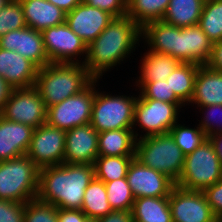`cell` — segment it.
Masks as SVG:
<instances>
[{
	"instance_id": "d6a6232c",
	"label": "cell",
	"mask_w": 222,
	"mask_h": 222,
	"mask_svg": "<svg viewBox=\"0 0 222 222\" xmlns=\"http://www.w3.org/2000/svg\"><path fill=\"white\" fill-rule=\"evenodd\" d=\"M107 199L112 210H131L135 197L127 178L115 179L105 183Z\"/></svg>"
},
{
	"instance_id": "d590c367",
	"label": "cell",
	"mask_w": 222,
	"mask_h": 222,
	"mask_svg": "<svg viewBox=\"0 0 222 222\" xmlns=\"http://www.w3.org/2000/svg\"><path fill=\"white\" fill-rule=\"evenodd\" d=\"M24 222H59L57 207L37 197L24 204Z\"/></svg>"
},
{
	"instance_id": "9a60e30c",
	"label": "cell",
	"mask_w": 222,
	"mask_h": 222,
	"mask_svg": "<svg viewBox=\"0 0 222 222\" xmlns=\"http://www.w3.org/2000/svg\"><path fill=\"white\" fill-rule=\"evenodd\" d=\"M126 178L135 199L169 196L176 186L170 177L142 165L135 158L128 167Z\"/></svg>"
},
{
	"instance_id": "ab89813d",
	"label": "cell",
	"mask_w": 222,
	"mask_h": 222,
	"mask_svg": "<svg viewBox=\"0 0 222 222\" xmlns=\"http://www.w3.org/2000/svg\"><path fill=\"white\" fill-rule=\"evenodd\" d=\"M214 215L222 220V179L203 191Z\"/></svg>"
},
{
	"instance_id": "44dd1931",
	"label": "cell",
	"mask_w": 222,
	"mask_h": 222,
	"mask_svg": "<svg viewBox=\"0 0 222 222\" xmlns=\"http://www.w3.org/2000/svg\"><path fill=\"white\" fill-rule=\"evenodd\" d=\"M27 27L43 31L65 23L66 12L48 0H19Z\"/></svg>"
},
{
	"instance_id": "8992f818",
	"label": "cell",
	"mask_w": 222,
	"mask_h": 222,
	"mask_svg": "<svg viewBox=\"0 0 222 222\" xmlns=\"http://www.w3.org/2000/svg\"><path fill=\"white\" fill-rule=\"evenodd\" d=\"M135 159L176 183L183 170L185 154L168 132L137 139Z\"/></svg>"
},
{
	"instance_id": "83f0119b",
	"label": "cell",
	"mask_w": 222,
	"mask_h": 222,
	"mask_svg": "<svg viewBox=\"0 0 222 222\" xmlns=\"http://www.w3.org/2000/svg\"><path fill=\"white\" fill-rule=\"evenodd\" d=\"M81 210L88 218L96 220L112 211L107 199L105 183L96 177L85 189Z\"/></svg>"
},
{
	"instance_id": "f546056e",
	"label": "cell",
	"mask_w": 222,
	"mask_h": 222,
	"mask_svg": "<svg viewBox=\"0 0 222 222\" xmlns=\"http://www.w3.org/2000/svg\"><path fill=\"white\" fill-rule=\"evenodd\" d=\"M135 156H98L94 162L95 177L102 182L126 178L127 170Z\"/></svg>"
},
{
	"instance_id": "5bb4252c",
	"label": "cell",
	"mask_w": 222,
	"mask_h": 222,
	"mask_svg": "<svg viewBox=\"0 0 222 222\" xmlns=\"http://www.w3.org/2000/svg\"><path fill=\"white\" fill-rule=\"evenodd\" d=\"M169 206L173 222H216L203 192L175 186L169 195Z\"/></svg>"
},
{
	"instance_id": "d4e9b609",
	"label": "cell",
	"mask_w": 222,
	"mask_h": 222,
	"mask_svg": "<svg viewBox=\"0 0 222 222\" xmlns=\"http://www.w3.org/2000/svg\"><path fill=\"white\" fill-rule=\"evenodd\" d=\"M131 212L133 222H173L169 196L136 198Z\"/></svg>"
},
{
	"instance_id": "ac0fdd59",
	"label": "cell",
	"mask_w": 222,
	"mask_h": 222,
	"mask_svg": "<svg viewBox=\"0 0 222 222\" xmlns=\"http://www.w3.org/2000/svg\"><path fill=\"white\" fill-rule=\"evenodd\" d=\"M113 18L108 12L81 2L72 11L66 13L65 23L88 45L98 37Z\"/></svg>"
},
{
	"instance_id": "e575fe53",
	"label": "cell",
	"mask_w": 222,
	"mask_h": 222,
	"mask_svg": "<svg viewBox=\"0 0 222 222\" xmlns=\"http://www.w3.org/2000/svg\"><path fill=\"white\" fill-rule=\"evenodd\" d=\"M27 27L23 9L19 0H10L0 10V38L12 30H19Z\"/></svg>"
},
{
	"instance_id": "603a6c76",
	"label": "cell",
	"mask_w": 222,
	"mask_h": 222,
	"mask_svg": "<svg viewBox=\"0 0 222 222\" xmlns=\"http://www.w3.org/2000/svg\"><path fill=\"white\" fill-rule=\"evenodd\" d=\"M139 63V76L132 83H147L165 81L181 63L176 58L146 50Z\"/></svg>"
},
{
	"instance_id": "7bdbcfd3",
	"label": "cell",
	"mask_w": 222,
	"mask_h": 222,
	"mask_svg": "<svg viewBox=\"0 0 222 222\" xmlns=\"http://www.w3.org/2000/svg\"><path fill=\"white\" fill-rule=\"evenodd\" d=\"M206 65L215 71L222 72V40L213 43L211 57Z\"/></svg>"
},
{
	"instance_id": "836d02e7",
	"label": "cell",
	"mask_w": 222,
	"mask_h": 222,
	"mask_svg": "<svg viewBox=\"0 0 222 222\" xmlns=\"http://www.w3.org/2000/svg\"><path fill=\"white\" fill-rule=\"evenodd\" d=\"M139 90L137 92L138 96L143 99H153L164 101L174 104H184L171 90L167 80L147 82V83H134Z\"/></svg>"
},
{
	"instance_id": "2e32d148",
	"label": "cell",
	"mask_w": 222,
	"mask_h": 222,
	"mask_svg": "<svg viewBox=\"0 0 222 222\" xmlns=\"http://www.w3.org/2000/svg\"><path fill=\"white\" fill-rule=\"evenodd\" d=\"M98 156V132L90 123L66 131L64 163L94 165Z\"/></svg>"
},
{
	"instance_id": "4316f807",
	"label": "cell",
	"mask_w": 222,
	"mask_h": 222,
	"mask_svg": "<svg viewBox=\"0 0 222 222\" xmlns=\"http://www.w3.org/2000/svg\"><path fill=\"white\" fill-rule=\"evenodd\" d=\"M200 65L195 63H180L166 79L171 90L187 106L194 94L195 78Z\"/></svg>"
},
{
	"instance_id": "b9f144b4",
	"label": "cell",
	"mask_w": 222,
	"mask_h": 222,
	"mask_svg": "<svg viewBox=\"0 0 222 222\" xmlns=\"http://www.w3.org/2000/svg\"><path fill=\"white\" fill-rule=\"evenodd\" d=\"M97 222H133L131 210H112L104 217L98 218Z\"/></svg>"
},
{
	"instance_id": "4dcf8cb0",
	"label": "cell",
	"mask_w": 222,
	"mask_h": 222,
	"mask_svg": "<svg viewBox=\"0 0 222 222\" xmlns=\"http://www.w3.org/2000/svg\"><path fill=\"white\" fill-rule=\"evenodd\" d=\"M198 25L213 43L222 40V0H205Z\"/></svg>"
},
{
	"instance_id": "bcb514c9",
	"label": "cell",
	"mask_w": 222,
	"mask_h": 222,
	"mask_svg": "<svg viewBox=\"0 0 222 222\" xmlns=\"http://www.w3.org/2000/svg\"><path fill=\"white\" fill-rule=\"evenodd\" d=\"M208 139L212 143L214 150L222 164V133H214L208 136Z\"/></svg>"
},
{
	"instance_id": "5b68a950",
	"label": "cell",
	"mask_w": 222,
	"mask_h": 222,
	"mask_svg": "<svg viewBox=\"0 0 222 222\" xmlns=\"http://www.w3.org/2000/svg\"><path fill=\"white\" fill-rule=\"evenodd\" d=\"M99 82L100 79H95V96L90 124L98 133L116 129H132L138 95H131V93L129 96L123 93L114 95L110 91L107 93L98 87Z\"/></svg>"
},
{
	"instance_id": "cb8c5ba5",
	"label": "cell",
	"mask_w": 222,
	"mask_h": 222,
	"mask_svg": "<svg viewBox=\"0 0 222 222\" xmlns=\"http://www.w3.org/2000/svg\"><path fill=\"white\" fill-rule=\"evenodd\" d=\"M133 129H116L98 133L99 156H135Z\"/></svg>"
},
{
	"instance_id": "60d3db41",
	"label": "cell",
	"mask_w": 222,
	"mask_h": 222,
	"mask_svg": "<svg viewBox=\"0 0 222 222\" xmlns=\"http://www.w3.org/2000/svg\"><path fill=\"white\" fill-rule=\"evenodd\" d=\"M57 216L59 222H97L88 218L82 210L57 208Z\"/></svg>"
},
{
	"instance_id": "74e56055",
	"label": "cell",
	"mask_w": 222,
	"mask_h": 222,
	"mask_svg": "<svg viewBox=\"0 0 222 222\" xmlns=\"http://www.w3.org/2000/svg\"><path fill=\"white\" fill-rule=\"evenodd\" d=\"M24 204L0 199V222H24Z\"/></svg>"
},
{
	"instance_id": "f1b7e54d",
	"label": "cell",
	"mask_w": 222,
	"mask_h": 222,
	"mask_svg": "<svg viewBox=\"0 0 222 222\" xmlns=\"http://www.w3.org/2000/svg\"><path fill=\"white\" fill-rule=\"evenodd\" d=\"M170 0H127V16L140 28L153 21L162 20Z\"/></svg>"
},
{
	"instance_id": "d6986e66",
	"label": "cell",
	"mask_w": 222,
	"mask_h": 222,
	"mask_svg": "<svg viewBox=\"0 0 222 222\" xmlns=\"http://www.w3.org/2000/svg\"><path fill=\"white\" fill-rule=\"evenodd\" d=\"M39 68L16 51L0 48V77L12 88L35 85Z\"/></svg>"
},
{
	"instance_id": "8d00e7d4",
	"label": "cell",
	"mask_w": 222,
	"mask_h": 222,
	"mask_svg": "<svg viewBox=\"0 0 222 222\" xmlns=\"http://www.w3.org/2000/svg\"><path fill=\"white\" fill-rule=\"evenodd\" d=\"M202 113L201 119L198 120V126L207 136L214 133H222V105L212 104L208 106L195 107Z\"/></svg>"
},
{
	"instance_id": "484cf974",
	"label": "cell",
	"mask_w": 222,
	"mask_h": 222,
	"mask_svg": "<svg viewBox=\"0 0 222 222\" xmlns=\"http://www.w3.org/2000/svg\"><path fill=\"white\" fill-rule=\"evenodd\" d=\"M205 0H170L163 22L185 28L199 23Z\"/></svg>"
},
{
	"instance_id": "ffe728a7",
	"label": "cell",
	"mask_w": 222,
	"mask_h": 222,
	"mask_svg": "<svg viewBox=\"0 0 222 222\" xmlns=\"http://www.w3.org/2000/svg\"><path fill=\"white\" fill-rule=\"evenodd\" d=\"M34 130L0 115V162L26 155Z\"/></svg>"
},
{
	"instance_id": "7c38bea8",
	"label": "cell",
	"mask_w": 222,
	"mask_h": 222,
	"mask_svg": "<svg viewBox=\"0 0 222 222\" xmlns=\"http://www.w3.org/2000/svg\"><path fill=\"white\" fill-rule=\"evenodd\" d=\"M42 35L50 63L84 64L87 44L66 23L44 29Z\"/></svg>"
},
{
	"instance_id": "277c9868",
	"label": "cell",
	"mask_w": 222,
	"mask_h": 222,
	"mask_svg": "<svg viewBox=\"0 0 222 222\" xmlns=\"http://www.w3.org/2000/svg\"><path fill=\"white\" fill-rule=\"evenodd\" d=\"M96 78L81 63H48L38 70L34 87L48 108L85 90Z\"/></svg>"
},
{
	"instance_id": "7402d4cb",
	"label": "cell",
	"mask_w": 222,
	"mask_h": 222,
	"mask_svg": "<svg viewBox=\"0 0 222 222\" xmlns=\"http://www.w3.org/2000/svg\"><path fill=\"white\" fill-rule=\"evenodd\" d=\"M222 105V72L200 65L195 78L194 94L187 106Z\"/></svg>"
},
{
	"instance_id": "7dc6e473",
	"label": "cell",
	"mask_w": 222,
	"mask_h": 222,
	"mask_svg": "<svg viewBox=\"0 0 222 222\" xmlns=\"http://www.w3.org/2000/svg\"><path fill=\"white\" fill-rule=\"evenodd\" d=\"M10 0H0V10L4 8Z\"/></svg>"
},
{
	"instance_id": "3957f363",
	"label": "cell",
	"mask_w": 222,
	"mask_h": 222,
	"mask_svg": "<svg viewBox=\"0 0 222 222\" xmlns=\"http://www.w3.org/2000/svg\"><path fill=\"white\" fill-rule=\"evenodd\" d=\"M94 177V165L62 163L43 167L37 198L57 208L81 210L85 189Z\"/></svg>"
},
{
	"instance_id": "52a82bcc",
	"label": "cell",
	"mask_w": 222,
	"mask_h": 222,
	"mask_svg": "<svg viewBox=\"0 0 222 222\" xmlns=\"http://www.w3.org/2000/svg\"><path fill=\"white\" fill-rule=\"evenodd\" d=\"M40 169L27 155L0 162V199L26 203L37 197Z\"/></svg>"
},
{
	"instance_id": "4fadbf2b",
	"label": "cell",
	"mask_w": 222,
	"mask_h": 222,
	"mask_svg": "<svg viewBox=\"0 0 222 222\" xmlns=\"http://www.w3.org/2000/svg\"><path fill=\"white\" fill-rule=\"evenodd\" d=\"M66 131L48 123L34 130L26 155L39 168L64 163Z\"/></svg>"
},
{
	"instance_id": "7a4b0ae2",
	"label": "cell",
	"mask_w": 222,
	"mask_h": 222,
	"mask_svg": "<svg viewBox=\"0 0 222 222\" xmlns=\"http://www.w3.org/2000/svg\"><path fill=\"white\" fill-rule=\"evenodd\" d=\"M141 43V28L127 15L113 18L98 37L87 45L84 66L96 78L114 70L135 52ZM137 47V48H136Z\"/></svg>"
},
{
	"instance_id": "6da1fadb",
	"label": "cell",
	"mask_w": 222,
	"mask_h": 222,
	"mask_svg": "<svg viewBox=\"0 0 222 222\" xmlns=\"http://www.w3.org/2000/svg\"><path fill=\"white\" fill-rule=\"evenodd\" d=\"M142 43L149 51L198 65L208 63L213 48V42L198 24L180 28L162 20L149 22L141 28Z\"/></svg>"
},
{
	"instance_id": "ba28073f",
	"label": "cell",
	"mask_w": 222,
	"mask_h": 222,
	"mask_svg": "<svg viewBox=\"0 0 222 222\" xmlns=\"http://www.w3.org/2000/svg\"><path fill=\"white\" fill-rule=\"evenodd\" d=\"M222 179V164L209 139L193 152L185 155L182 173L176 186L203 192Z\"/></svg>"
},
{
	"instance_id": "8fae6325",
	"label": "cell",
	"mask_w": 222,
	"mask_h": 222,
	"mask_svg": "<svg viewBox=\"0 0 222 222\" xmlns=\"http://www.w3.org/2000/svg\"><path fill=\"white\" fill-rule=\"evenodd\" d=\"M0 115L36 129L47 122V107L34 86L13 88Z\"/></svg>"
},
{
	"instance_id": "f6af8a7d",
	"label": "cell",
	"mask_w": 222,
	"mask_h": 222,
	"mask_svg": "<svg viewBox=\"0 0 222 222\" xmlns=\"http://www.w3.org/2000/svg\"><path fill=\"white\" fill-rule=\"evenodd\" d=\"M66 13L72 11L82 0H48Z\"/></svg>"
},
{
	"instance_id": "1f68e13d",
	"label": "cell",
	"mask_w": 222,
	"mask_h": 222,
	"mask_svg": "<svg viewBox=\"0 0 222 222\" xmlns=\"http://www.w3.org/2000/svg\"><path fill=\"white\" fill-rule=\"evenodd\" d=\"M183 124H181V123ZM180 123V124H179ZM182 121H178L169 131L175 144L181 149V151L187 155L198 148L208 136L204 131L200 129L198 124L195 127L189 125L185 126Z\"/></svg>"
},
{
	"instance_id": "e0dca14e",
	"label": "cell",
	"mask_w": 222,
	"mask_h": 222,
	"mask_svg": "<svg viewBox=\"0 0 222 222\" xmlns=\"http://www.w3.org/2000/svg\"><path fill=\"white\" fill-rule=\"evenodd\" d=\"M0 48L18 52L39 69L50 63L45 52L42 32L31 27L12 30L3 35L0 38Z\"/></svg>"
},
{
	"instance_id": "ee69618b",
	"label": "cell",
	"mask_w": 222,
	"mask_h": 222,
	"mask_svg": "<svg viewBox=\"0 0 222 222\" xmlns=\"http://www.w3.org/2000/svg\"><path fill=\"white\" fill-rule=\"evenodd\" d=\"M12 90L13 88L2 77H0V114Z\"/></svg>"
},
{
	"instance_id": "f35d334b",
	"label": "cell",
	"mask_w": 222,
	"mask_h": 222,
	"mask_svg": "<svg viewBox=\"0 0 222 222\" xmlns=\"http://www.w3.org/2000/svg\"><path fill=\"white\" fill-rule=\"evenodd\" d=\"M82 2L106 11L114 18L127 15V0H82Z\"/></svg>"
},
{
	"instance_id": "30bf717a",
	"label": "cell",
	"mask_w": 222,
	"mask_h": 222,
	"mask_svg": "<svg viewBox=\"0 0 222 222\" xmlns=\"http://www.w3.org/2000/svg\"><path fill=\"white\" fill-rule=\"evenodd\" d=\"M94 96L95 80L82 92L48 107L46 123L65 131L89 124Z\"/></svg>"
},
{
	"instance_id": "9c48e42d",
	"label": "cell",
	"mask_w": 222,
	"mask_h": 222,
	"mask_svg": "<svg viewBox=\"0 0 222 222\" xmlns=\"http://www.w3.org/2000/svg\"><path fill=\"white\" fill-rule=\"evenodd\" d=\"M185 106V104L143 99L138 96L132 127L136 139L168 133L179 121L178 116L182 112L181 109Z\"/></svg>"
}]
</instances>
